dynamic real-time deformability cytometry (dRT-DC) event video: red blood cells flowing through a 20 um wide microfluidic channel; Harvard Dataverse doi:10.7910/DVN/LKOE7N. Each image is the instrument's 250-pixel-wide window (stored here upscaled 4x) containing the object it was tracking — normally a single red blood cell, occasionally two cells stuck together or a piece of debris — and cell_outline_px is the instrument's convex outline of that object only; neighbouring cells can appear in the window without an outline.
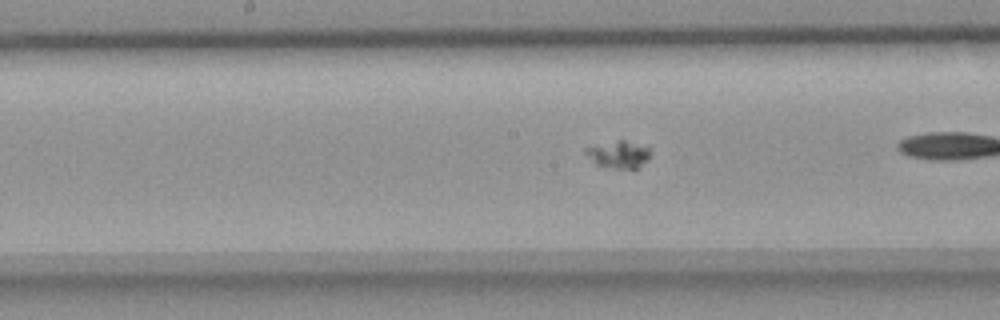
{"species": "common noctule bat (a hibernating species)", "species_latin": "Nyctalus noctula", "temperature_condition": "room temperature", "stored_images_in_passage": 56, "camera_frame_rate_fps": 3000, "um_per_image_px": 0.085, "animal": {"sex": "female", "body_mass_g": 18.4}, "frame": {"image": 1, "passage_image": 29, "time_ms": 9.333, "image_size_px": [1000, 320], "cell_outline_px": [[648, 160], [636, 168], [612, 168], [596, 164], [584, 152], [584, 148], [620, 140], [624, 140], [648, 144]], "centroid_in_image_um": [52.61, 13.11], "position_along_channel_um": 195.6, "area_um2": 10.12}}
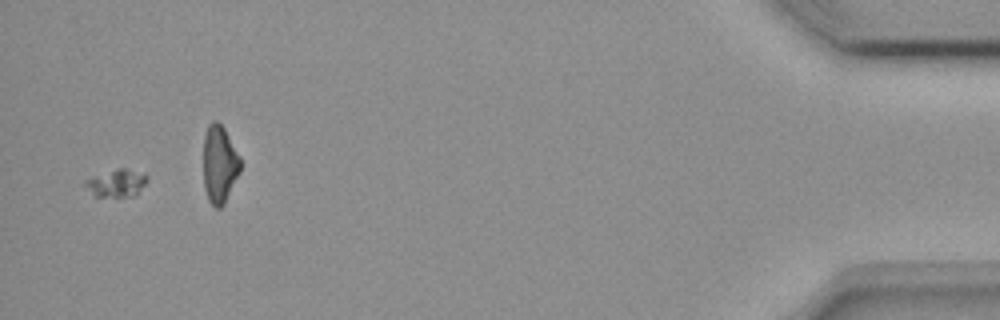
{"frame": {"image": 2, "passage_image": 54, "time_ms": 17.667, "image_size_px": [1000, 320], "cell_outline_px": [[148, 180], [136, 196], [92, 196], [84, 184], [84, 180], [92, 176], [116, 168], [124, 168], [144, 172], [148, 176]], "centroid_in_image_um": [9.92, 15.55], "position_along_channel_um": 425.3, "area_um2": 10.17}}